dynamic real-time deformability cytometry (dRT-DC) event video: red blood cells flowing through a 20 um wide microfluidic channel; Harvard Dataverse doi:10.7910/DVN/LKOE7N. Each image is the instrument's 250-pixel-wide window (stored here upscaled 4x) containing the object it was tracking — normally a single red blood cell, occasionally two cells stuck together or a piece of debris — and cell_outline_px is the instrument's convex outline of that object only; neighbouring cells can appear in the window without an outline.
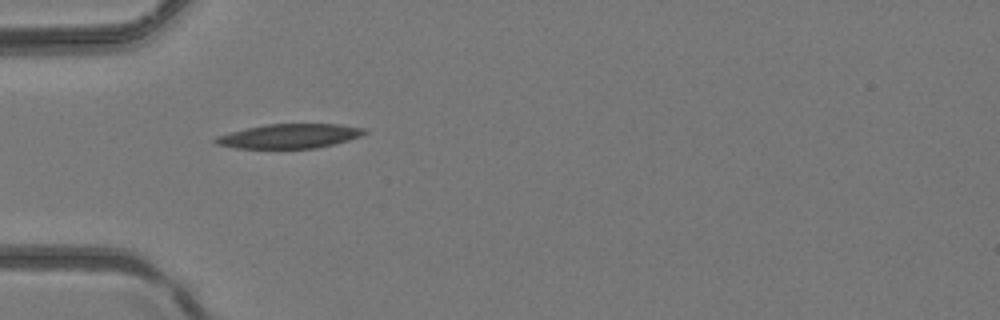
{"species": "common noctule bat (a hibernating species)", "species_latin": "Nyctalus noctula", "temperature_condition": "room temperature", "stored_images_in_passage": 33, "camera_frame_rate_fps": 3000, "um_per_image_px": 0.085, "animal": {"sex": "female", "body_mass_g": 24.6, "forearm_length_mm": 56.2}, "frame": {"image": 1, "passage_image": 1, "time_ms": 0.0, "image_size_px": [1000, 320], "cell_outline_px": [[368, 132], [360, 136], [348, 140], [316, 148], [236, 148], [216, 144], [212, 140], [216, 136], [248, 128], [268, 124], [340, 124], [364, 128]], "centroid_in_image_um": [24.61, 11.57], "position_along_channel_um": 60.4, "area_um2": 20.92}}
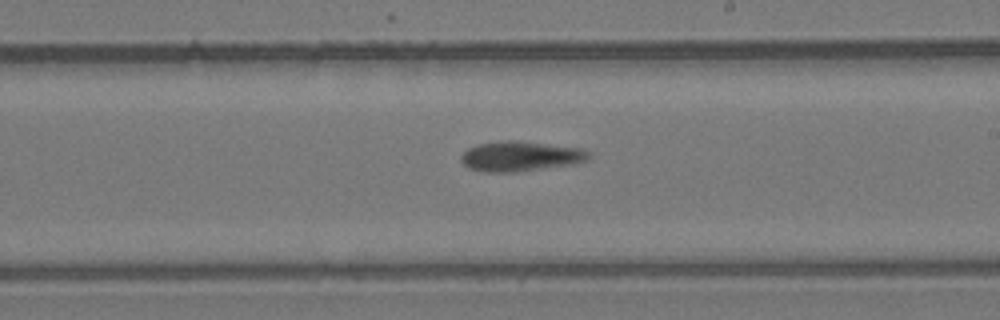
{"frame": {"image": 2, "passage_image": 14, "time_ms": 4.333, "image_size_px": [1000, 320], "cell_outline_px": [[592, 156], [588, 160], [572, 164], [516, 172], [484, 172], [468, 168], [460, 160], [460, 156], [468, 148], [476, 144], [508, 140], [512, 140], [580, 148], [588, 152]], "centroid_in_image_um": [44.2, 13.29], "position_along_channel_um": 244.8, "area_um2": 22.2}}
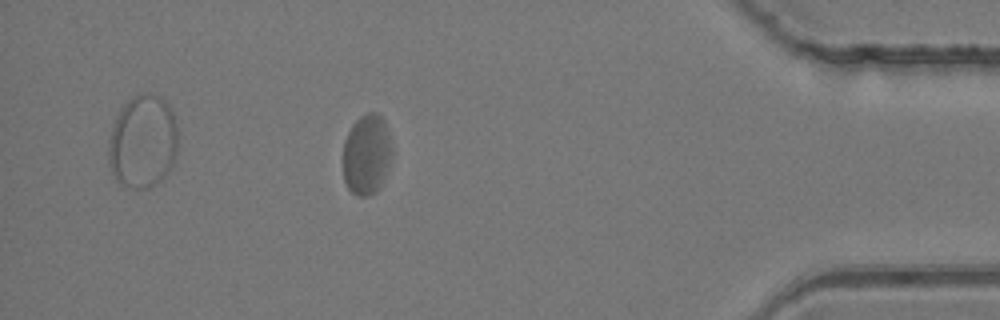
{"frame": {"image": 3, "passage_image": 28, "time_ms": 9.0, "image_size_px": [1000, 320], "cell_outline_px": [[392, 152], [388, 168], [380, 188], [376, 192], [368, 196], [356, 196], [348, 188], [344, 180], [344, 140], [352, 124], [360, 116], [368, 112], [376, 112], [384, 120], [392, 140]], "centroid_in_image_um": [31.19, 13.13], "position_along_channel_um": 404.0, "area_um2": 23.18}}